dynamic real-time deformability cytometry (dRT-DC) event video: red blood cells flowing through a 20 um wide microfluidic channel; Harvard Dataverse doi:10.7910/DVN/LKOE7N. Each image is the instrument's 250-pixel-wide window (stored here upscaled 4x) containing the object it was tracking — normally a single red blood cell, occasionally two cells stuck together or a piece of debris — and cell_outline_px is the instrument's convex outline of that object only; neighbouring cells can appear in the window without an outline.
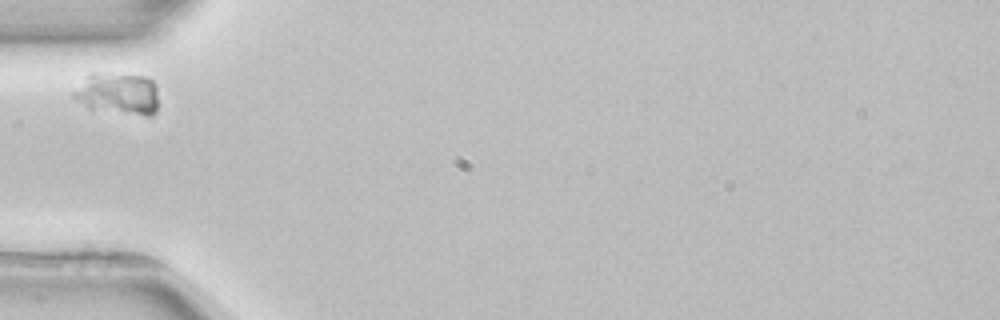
{"species": "common noctule bat (a hibernating species)", "species_latin": "Nyctalus noctula", "temperature_condition": "room temperature", "stored_images_in_passage": 1, "camera_frame_rate_fps": 3000, "um_per_image_px": 0.085, "animal": {"sex": "female", "body_mass_g": 22.7, "forearm_length_mm": 54.2}, "frame": {"image": 1, "passage_image": 1, "time_ms": 0.0, "image_size_px": [1000, 320], "cell_outline_px": [[156, 112], [152, 116], [144, 116], [88, 108], [76, 100], [72, 96], [72, 92], [92, 72], [100, 72], [148, 76], [152, 80], [156, 88]], "centroid_in_image_um": [10.03, 7.95], "position_along_channel_um": 75.0, "area_um2": 20.81}}